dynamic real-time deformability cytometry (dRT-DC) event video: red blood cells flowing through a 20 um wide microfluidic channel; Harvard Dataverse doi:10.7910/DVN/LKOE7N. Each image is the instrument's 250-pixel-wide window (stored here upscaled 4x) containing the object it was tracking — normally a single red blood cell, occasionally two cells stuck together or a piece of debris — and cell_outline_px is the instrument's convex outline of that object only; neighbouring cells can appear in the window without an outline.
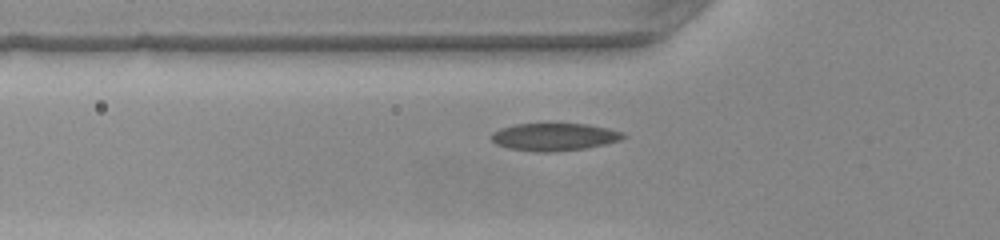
{"species": "common noctule bat (a hibernating species)", "species_latin": "Nyctalus noctula", "temperature_condition": "warm", "stored_images_in_passage": 36, "camera_frame_rate_fps": 3000, "um_per_image_px": 0.085, "animal": {"sex": "female", "body_mass_g": 22.0, "forearm_length_mm": 56.7}, "frame": {"image": 1, "passage_image": 8, "time_ms": 2.333, "image_size_px": [1000, 240], "cell_outline_px": [[628, 136], [620, 140], [604, 144], [584, 148], [552, 152], [536, 152], [508, 148], [496, 144], [488, 136], [492, 132], [500, 128], [516, 124], [588, 124], [608, 128], [624, 132]], "centroid_in_image_um": [47.1, 11.63], "position_along_channel_um": 78.7, "area_um2": 21.27}}
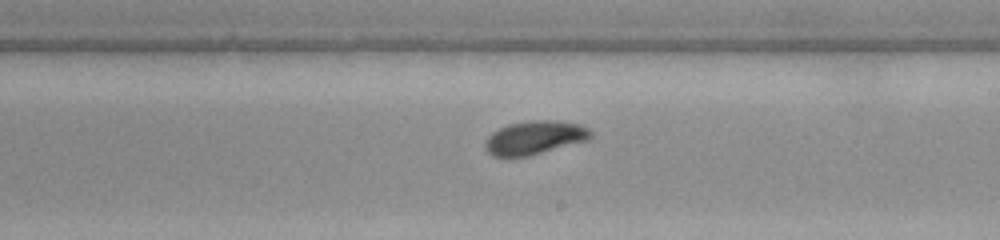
{"frame": {"image": 2, "passage_image": 20, "time_ms": 6.333, "image_size_px": [1000, 240], "cell_outline_px": [[592, 136], [588, 140], [528, 156], [492, 156], [488, 152], [484, 144], [488, 136], [492, 132], [508, 124], [532, 120], [556, 120], [580, 124], [588, 128], [592, 132]], "centroid_in_image_um": [45.46, 11.69], "position_along_channel_um": 243.5, "area_um2": 20.58}}
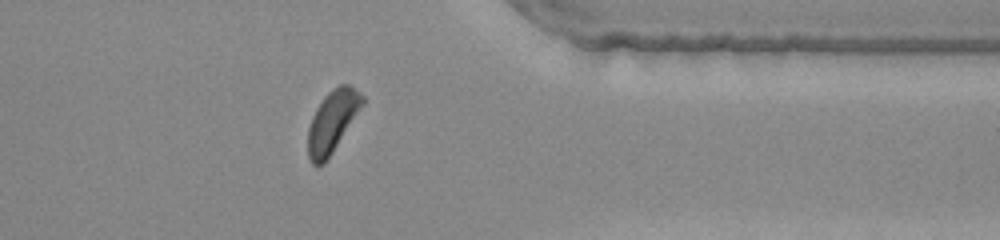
{"frame": {"image": 3, "passage_image": 31, "time_ms": 10.0, "image_size_px": [1000, 240], "cell_outline_px": [[364, 104], [324, 164], [312, 164], [308, 156], [308, 128], [312, 116], [316, 108], [324, 96], [332, 88], [340, 84], [348, 84], [360, 92], [364, 96]], "centroid_in_image_um": [28.25, 10.29], "position_along_channel_um": 383.1, "area_um2": 19.42}}